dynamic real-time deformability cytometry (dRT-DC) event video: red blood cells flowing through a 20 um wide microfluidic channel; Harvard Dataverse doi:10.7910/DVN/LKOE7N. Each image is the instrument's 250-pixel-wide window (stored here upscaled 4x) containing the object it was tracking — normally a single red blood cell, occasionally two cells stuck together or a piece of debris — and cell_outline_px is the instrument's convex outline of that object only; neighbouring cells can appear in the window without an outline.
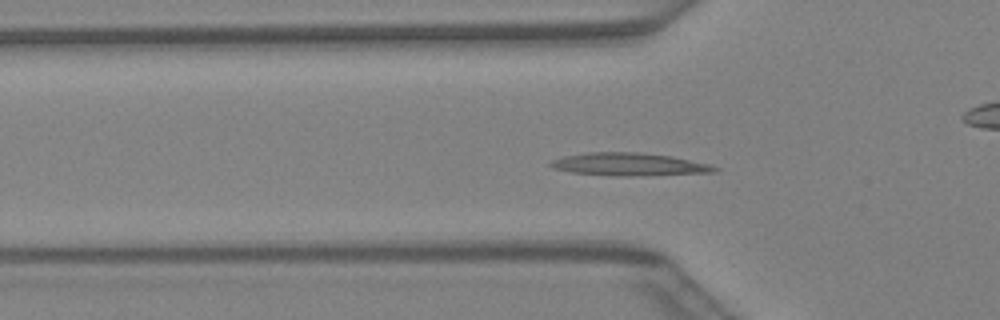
{"species": "Egyptian fruit bat (a non-hibernating species)", "species_latin": "Rousettus aegyptiacus", "temperature_condition": "warm", "stored_images_in_passage": 43, "camera_frame_rate_fps": 3000, "um_per_image_px": 0.085, "animal": {"sex": "female"}, "frame": {"image": 1, "passage_image": 14, "time_ms": 4.333, "image_size_px": [1000, 320], "cell_outline_px": [[720, 168], [716, 172], [632, 176], [612, 176], [572, 172], [552, 168], [548, 164], [552, 160], [564, 156], [588, 152], [636, 152], [672, 156], [708, 164]], "centroid_in_image_um": [53.45, 13.97], "position_along_channel_um": 72.3, "area_um2": 21.73}}
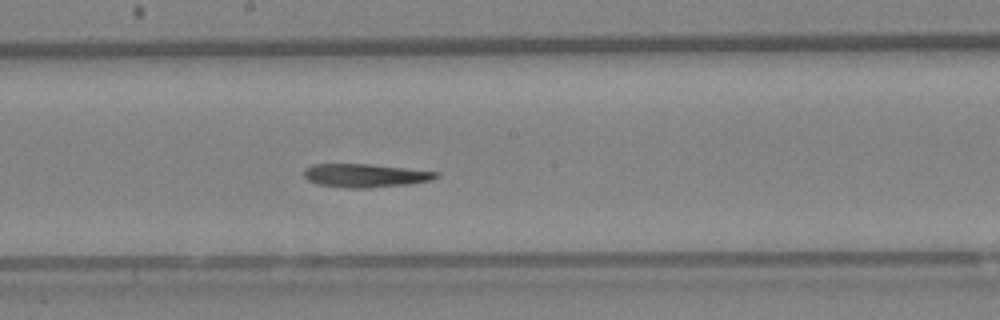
{"frame": {"image": 2, "passage_image": 23, "time_ms": 7.333, "image_size_px": [1000, 320], "cell_outline_px": [[440, 176], [432, 180], [412, 184], [368, 188], [348, 188], [316, 184], [308, 180], [304, 176], [304, 168], [312, 164], [368, 164], [440, 172]], "centroid_in_image_um": [31.06, 14.92], "position_along_channel_um": 217.1, "area_um2": 18.21}}
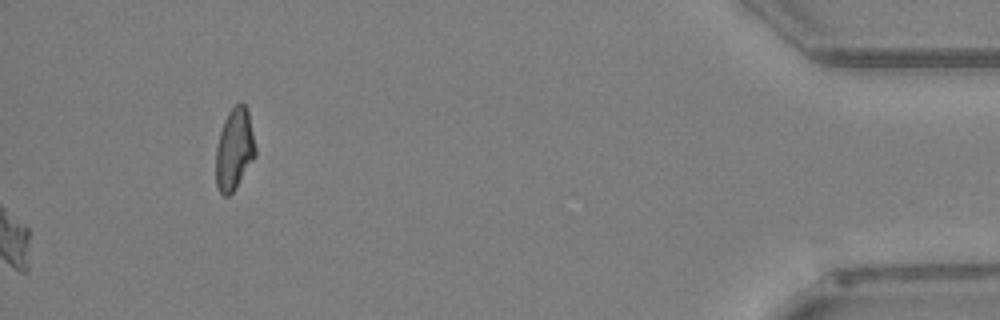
{"frame": {"image": 3, "passage_image": 43, "time_ms": 14.0, "image_size_px": [1000, 320], "cell_outline_px": [[256, 156], [236, 188], [228, 196], [224, 196], [220, 192], [216, 184], [216, 148], [220, 132], [224, 120], [228, 112], [240, 100], [244, 104], [248, 112], [256, 148]], "centroid_in_image_um": [19.92, 12.69], "position_along_channel_um": 415.3, "area_um2": 18.84}}